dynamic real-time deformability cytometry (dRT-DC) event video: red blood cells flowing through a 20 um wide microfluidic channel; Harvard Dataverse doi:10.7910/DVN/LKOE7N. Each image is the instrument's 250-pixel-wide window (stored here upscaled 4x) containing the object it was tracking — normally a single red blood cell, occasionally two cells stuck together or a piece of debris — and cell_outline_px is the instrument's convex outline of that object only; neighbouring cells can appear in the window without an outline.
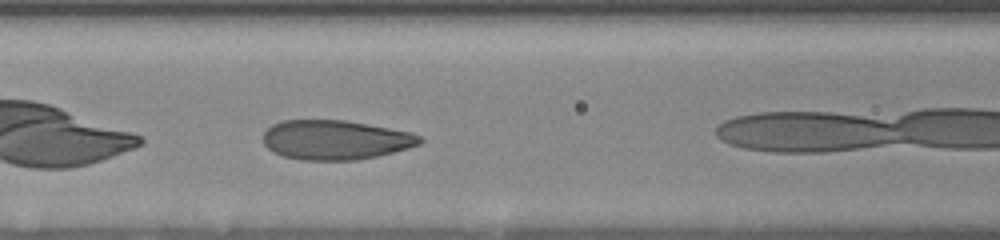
{"species": "human", "species_latin": "Homo sapiens", "temperature_condition": "room temperature", "stored_images_in_passage": 5, "camera_frame_rate_fps": 3000, "um_per_image_px": 0.085, "donor": {"sex": "female"}, "frame": {"image": 1, "passage_image": 4, "time_ms": 2.0, "image_size_px": [1000, 240], "cell_outline_px": [[424, 140], [420, 144], [408, 148], [376, 156], [356, 160], [300, 160], [284, 156], [272, 152], [264, 144], [264, 132], [272, 124], [284, 120], [344, 120], [368, 124], [412, 132], [420, 136]], "centroid_in_image_um": [28.51, 11.89], "position_along_channel_um": 138.1, "area_um2": 36.07}}